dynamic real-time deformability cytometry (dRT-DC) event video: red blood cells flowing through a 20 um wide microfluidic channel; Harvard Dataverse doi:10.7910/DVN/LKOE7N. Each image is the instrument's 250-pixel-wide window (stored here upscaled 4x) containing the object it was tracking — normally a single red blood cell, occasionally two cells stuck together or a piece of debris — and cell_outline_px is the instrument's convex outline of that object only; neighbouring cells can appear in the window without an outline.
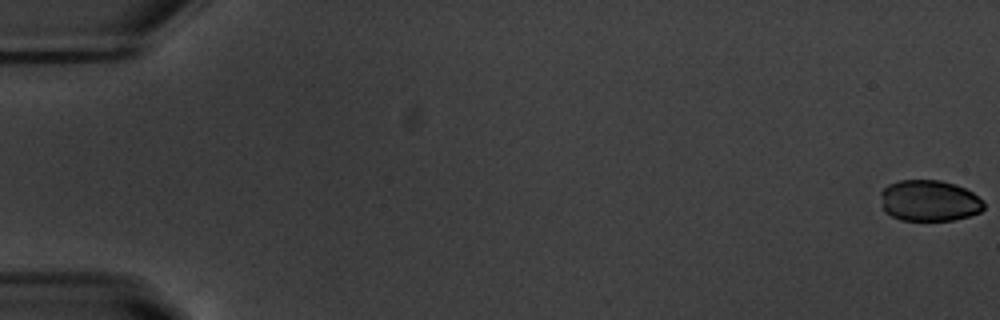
{"species": "common noctule bat (a hibernating species)", "species_latin": "Nyctalus noctula", "temperature_condition": "warm", "stored_images_in_passage": 55, "camera_frame_rate_fps": 3000, "um_per_image_px": 0.085, "animal": {"sex": "male", "body_mass_g": 20.1, "forearm_length_mm": 53.5}, "frame": {"image": 1, "passage_image": 1, "time_ms": 0.0, "image_size_px": [1000, 320], "cell_outline_px": [[984, 208], [980, 212], [968, 216], [952, 220], [900, 220], [884, 212], [880, 192], [888, 184], [900, 180], [940, 180], [956, 184], [972, 192], [984, 200]], "centroid_in_image_um": [78.99, 17.05], "position_along_channel_um": 6.0, "area_um2": 24.85}}
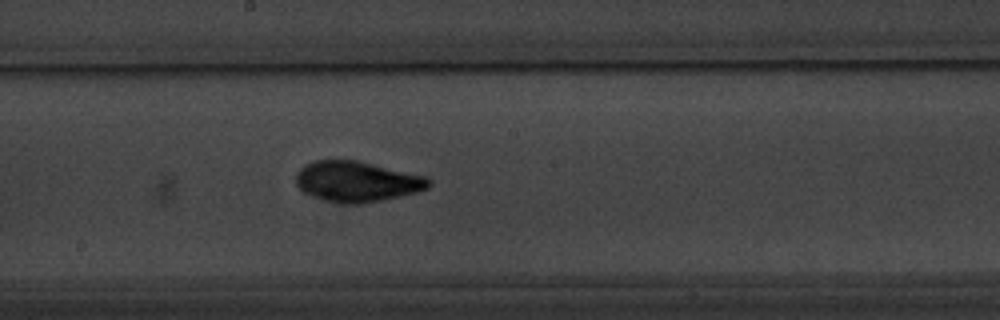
{"frame": {"image": 2, "passage_image": 31, "time_ms": 10.0, "image_size_px": [1000, 320], "cell_outline_px": [[432, 184], [428, 188], [416, 192], [400, 196], [364, 204], [340, 204], [324, 200], [300, 192], [296, 184], [296, 172], [304, 164], [316, 160], [360, 160], [424, 176], [432, 180]], "centroid_in_image_um": [30.3, 15.43], "position_along_channel_um": 217.9, "area_um2": 31.85}}
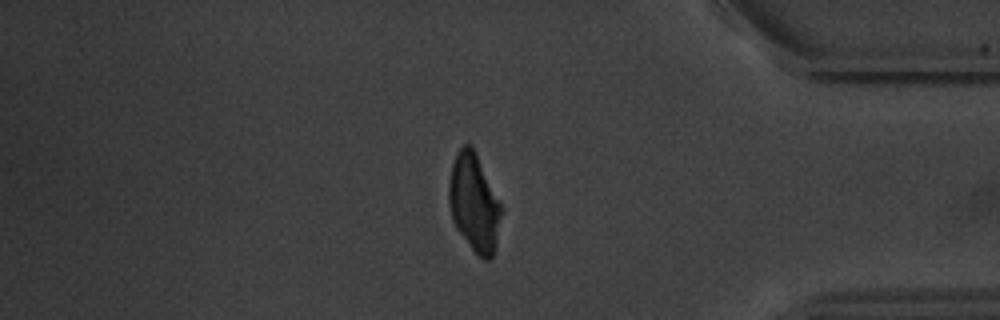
{"frame": {"image": 3, "passage_image": 47, "time_ms": 15.333, "image_size_px": [1000, 320], "cell_outline_px": [[504, 212], [496, 248], [492, 256], [488, 260], [484, 260], [472, 248], [456, 228], [452, 220], [448, 200], [448, 184], [452, 164], [456, 152], [464, 144], [472, 144], [504, 208]], "centroid_in_image_um": [40.33, 17.23], "position_along_channel_um": 394.9, "area_um2": 30.46}, "authors_computed_cell_mechanics": {"area_um2": 29.4202, "velocity_mm_per_s": 3.7796, "shape_relaxation_time_tau1_ms": 2.3163, "shape_relaxation_time_tau2_ms": 1.9224, "deformation_change_tau1": 0.0788, "deformation_change_tau2": 0.0422}}